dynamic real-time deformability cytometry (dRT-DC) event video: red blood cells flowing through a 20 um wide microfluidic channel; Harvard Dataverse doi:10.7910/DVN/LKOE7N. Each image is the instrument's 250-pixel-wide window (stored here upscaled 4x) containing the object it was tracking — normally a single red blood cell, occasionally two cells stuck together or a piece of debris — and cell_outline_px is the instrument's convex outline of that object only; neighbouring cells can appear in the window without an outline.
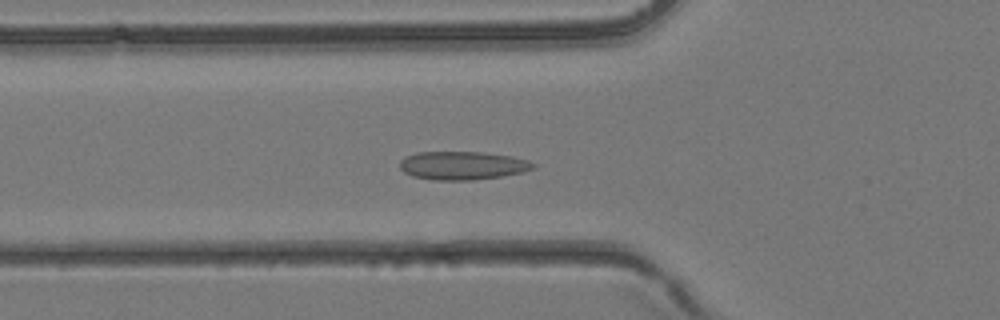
{"species": "common noctule bat (a hibernating species)", "species_latin": "Nyctalus noctula", "temperature_condition": "room temperature", "stored_images_in_passage": 20, "camera_frame_rate_fps": 3000, "um_per_image_px": 0.085, "animal": {"sex": "female", "body_mass_g": 24.6, "forearm_length_mm": 56.2}, "frame": {"image": 1, "passage_image": 15, "time_ms": 4.667, "image_size_px": [1000, 320], "cell_outline_px": [[536, 168], [520, 172], [500, 176], [472, 180], [432, 180], [412, 176], [404, 172], [400, 168], [400, 160], [416, 152], [484, 152], [512, 156], [528, 160], [536, 164]], "centroid_in_image_um": [39.31, 14.06], "position_along_channel_um": 86.5, "area_um2": 22.02}}
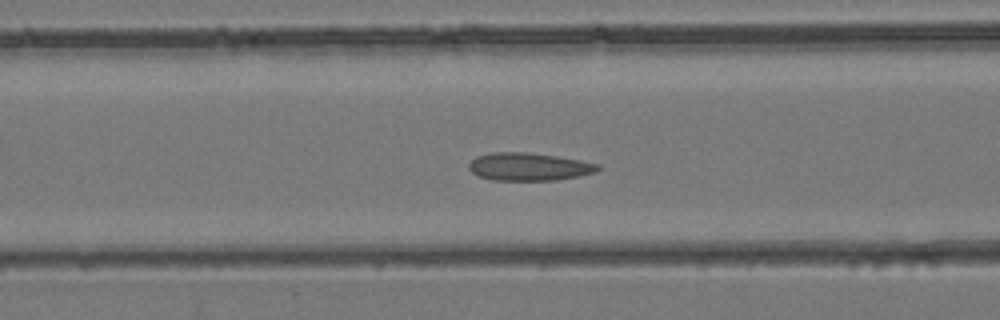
{"frame": {"image": 2, "passage_image": 17, "time_ms": 5.333, "image_size_px": [1000, 320], "cell_outline_px": [[600, 168], [596, 172], [580, 176], [556, 180], [492, 180], [480, 176], [472, 172], [468, 168], [468, 164], [476, 156], [492, 152], [528, 152], [556, 156], [580, 160], [600, 164]], "centroid_in_image_um": [44.96, 14.17], "position_along_channel_um": 121.6, "area_um2": 20.98}}
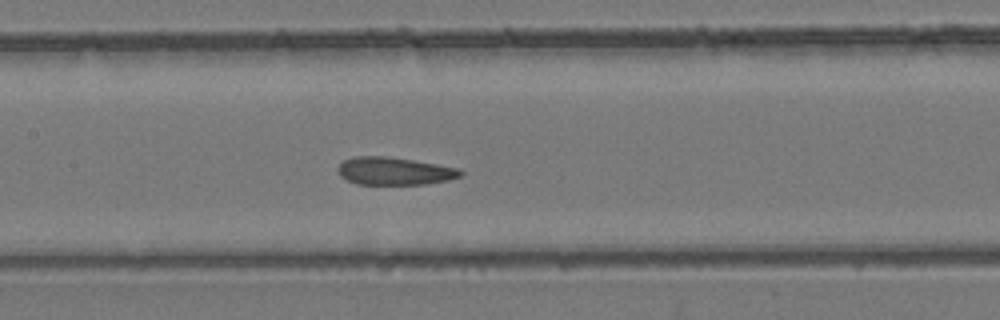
{"frame": {"image": 3, "passage_image": 20, "time_ms": 6.333, "image_size_px": [1000, 320], "cell_outline_px": [[464, 172], [460, 176], [448, 180], [424, 184], [356, 184], [340, 176], [336, 168], [344, 160], [356, 156], [384, 156], [412, 160], [460, 168]], "centroid_in_image_um": [33.51, 14.54], "position_along_channel_um": 173.9, "area_um2": 19.71}}